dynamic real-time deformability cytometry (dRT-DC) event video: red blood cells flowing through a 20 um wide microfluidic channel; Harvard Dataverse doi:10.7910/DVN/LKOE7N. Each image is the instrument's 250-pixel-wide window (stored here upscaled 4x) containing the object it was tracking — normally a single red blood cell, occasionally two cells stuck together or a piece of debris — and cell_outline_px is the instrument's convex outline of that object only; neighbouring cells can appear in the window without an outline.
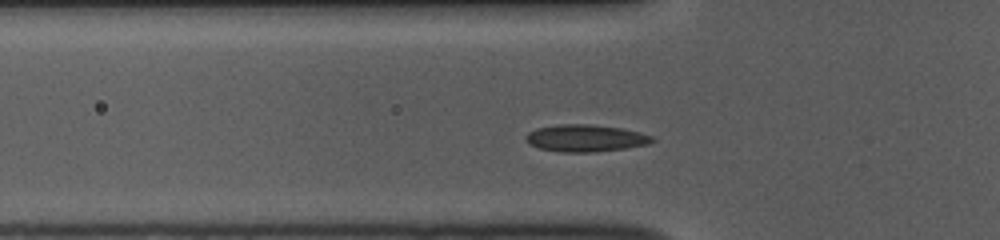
{"species": "common noctule bat (a hibernating species)", "species_latin": "Nyctalus noctula", "temperature_condition": "room temperature", "stored_images_in_passage": 46, "camera_frame_rate_fps": 3000, "um_per_image_px": 0.085, "animal": {"sex": "female", "body_mass_g": 10.0, "forearm_length_mm": 53.1}, "frame": {"image": 1, "passage_image": 10, "time_ms": 3.0, "image_size_px": [1000, 240], "cell_outline_px": [[656, 140], [648, 144], [624, 148], [592, 152], [560, 152], [540, 148], [528, 144], [524, 140], [524, 136], [528, 132], [536, 128], [560, 124], [588, 124], [624, 128], [640, 132], [652, 136]], "centroid_in_image_um": [49.74, 11.74], "position_along_channel_um": 76.1, "area_um2": 20.06}}
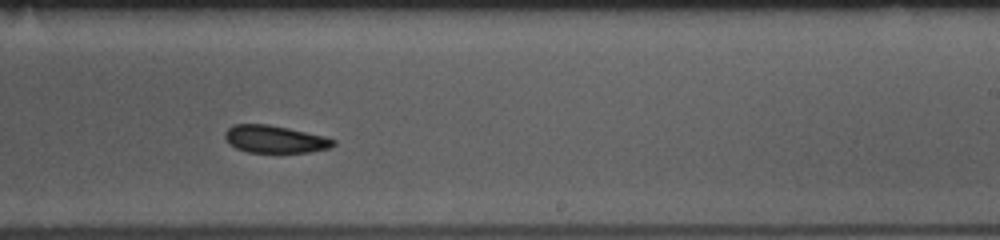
{"frame": {"image": 2, "passage_image": 25, "time_ms": 8.0, "image_size_px": [1000, 240], "cell_outline_px": [[336, 144], [332, 148], [308, 152], [248, 152], [236, 148], [228, 144], [224, 136], [224, 132], [228, 128], [236, 124], [268, 124], [288, 128], [324, 136], [336, 140]], "centroid_in_image_um": [23.37, 11.83], "position_along_channel_um": 265.6, "area_um2": 17.4}}
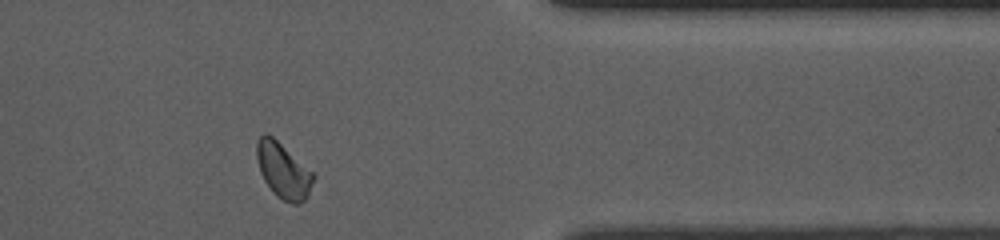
{"frame": {"image": 3, "passage_image": 36, "time_ms": 11.667, "image_size_px": [1000, 240], "cell_outline_px": [[316, 176], [308, 196], [300, 204], [292, 204], [280, 200], [272, 192], [264, 180], [260, 172], [256, 160], [256, 140], [264, 132], [272, 136], [312, 172]], "centroid_in_image_um": [24.05, 14.53], "position_along_channel_um": 387.3, "area_um2": 18.44}, "authors_computed_cell_mechanics": {"area_um2": 18.496, "velocity_mm_per_s": 3.7811, "shape_relaxation_time_tau1_ms": 4.2521, "shape_relaxation_time_tau2_ms": 2.9524, "deformation_change_tau1": 0.0765, "deformation_change_tau2": 0.0617}}